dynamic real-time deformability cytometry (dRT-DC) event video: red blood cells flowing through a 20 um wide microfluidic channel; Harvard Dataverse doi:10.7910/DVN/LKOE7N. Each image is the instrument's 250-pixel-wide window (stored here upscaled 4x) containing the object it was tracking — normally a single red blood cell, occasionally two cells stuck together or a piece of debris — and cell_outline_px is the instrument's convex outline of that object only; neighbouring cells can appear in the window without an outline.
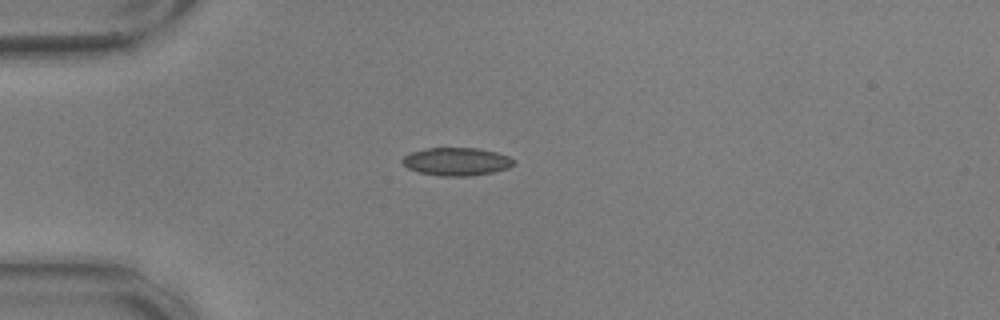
{"species": "common noctule bat (a hibernating species)", "species_latin": "Nyctalus noctula", "temperature_condition": "warm", "stored_images_in_passage": 42, "camera_frame_rate_fps": 3000, "um_per_image_px": 0.085, "animal": {"sex": "male", "body_mass_g": 17.9, "forearm_length_mm": 54.2}, "frame": {"image": 1, "passage_image": 1, "time_ms": 0.0, "image_size_px": [1000, 320], "cell_outline_px": [[512, 164], [508, 168], [492, 172], [472, 176], [440, 176], [420, 172], [408, 168], [400, 160], [404, 156], [412, 152], [428, 148], [476, 148], [496, 152], [508, 156], [512, 160]], "centroid_in_image_um": [38.78, 13.74], "position_along_channel_um": 46.2, "area_um2": 17.92}}
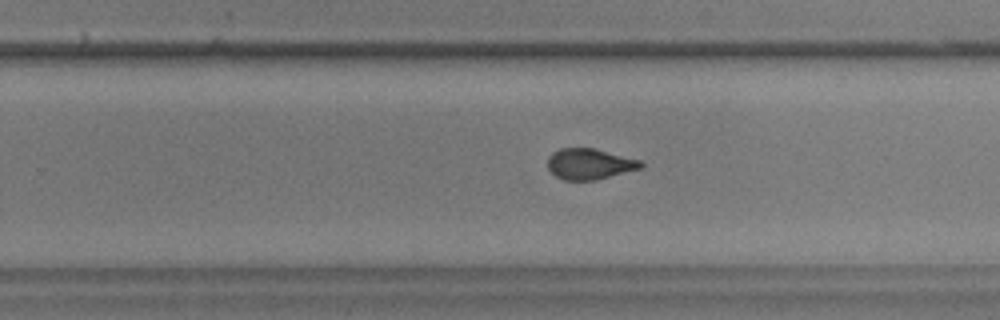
{"frame": {"image": 2, "passage_image": 22, "time_ms": 7.0, "image_size_px": [1000, 320], "cell_outline_px": [[644, 164], [640, 168], [596, 180], [564, 180], [556, 176], [548, 168], [548, 156], [552, 152], [560, 148], [592, 148], [640, 160]], "centroid_in_image_um": [50.08, 13.93], "position_along_channel_um": 279.7, "area_um2": 16.53}}
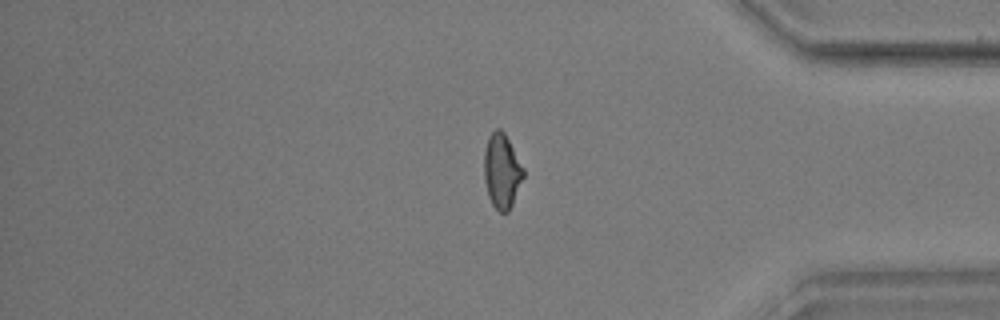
{"frame": {"image": 3, "passage_image": 33, "time_ms": 10.667, "image_size_px": [1000, 320], "cell_outline_px": [[524, 176], [512, 204], [508, 212], [500, 212], [492, 204], [488, 196], [484, 180], [484, 152], [488, 136], [496, 128], [500, 128], [504, 132], [524, 168]], "centroid_in_image_um": [42.65, 14.52], "position_along_channel_um": 392.6, "area_um2": 17.05}, "authors_computed_cell_mechanics": {"area_um2": 17.2244, "velocity_mm_per_s": 3.6264, "shape_relaxation_time_tau1_ms": 5.3614, "shape_relaxation_time_tau2_ms": 0.9885, "deformation_change_tau1": 0.1581, "deformation_change_tau2": 0.0573}}